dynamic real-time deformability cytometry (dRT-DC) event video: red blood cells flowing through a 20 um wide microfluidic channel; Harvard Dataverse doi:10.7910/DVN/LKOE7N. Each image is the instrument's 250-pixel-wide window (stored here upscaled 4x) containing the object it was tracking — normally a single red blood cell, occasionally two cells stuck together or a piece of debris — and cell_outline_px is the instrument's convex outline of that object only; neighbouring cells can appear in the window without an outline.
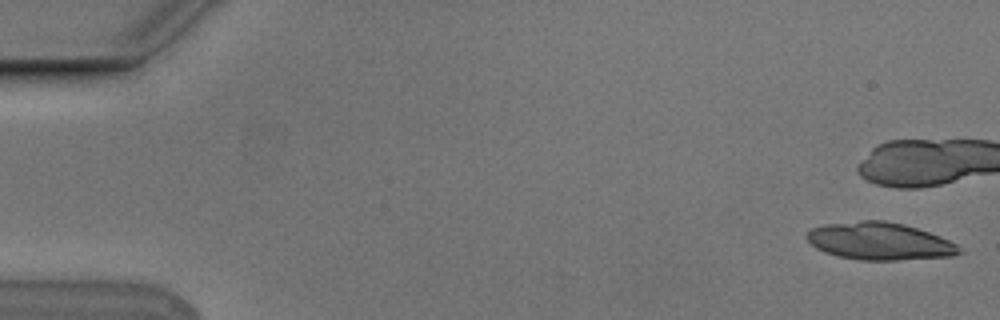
{"species": "Egyptian fruit bat (a non-hibernating species)", "species_latin": "Rousettus aegyptiacus", "temperature_condition": "cold", "stored_images_in_passage": 10, "camera_frame_rate_fps": 3000, "um_per_image_px": 0.085, "animal": {"sex": "male"}, "frame": {"image": 1, "passage_image": 1, "time_ms": 0.0, "image_size_px": [1000, 320], "cell_outline_px": [[964, 252], [956, 256], [900, 260], [860, 260], [836, 256], [824, 252], [816, 248], [804, 236], [812, 228], [824, 224], [860, 220], [884, 220], [904, 224], [928, 232], [948, 240], [956, 244]], "centroid_in_image_um": [74.76, 20.51], "position_along_channel_um": 10.2, "area_um2": 33.47}}